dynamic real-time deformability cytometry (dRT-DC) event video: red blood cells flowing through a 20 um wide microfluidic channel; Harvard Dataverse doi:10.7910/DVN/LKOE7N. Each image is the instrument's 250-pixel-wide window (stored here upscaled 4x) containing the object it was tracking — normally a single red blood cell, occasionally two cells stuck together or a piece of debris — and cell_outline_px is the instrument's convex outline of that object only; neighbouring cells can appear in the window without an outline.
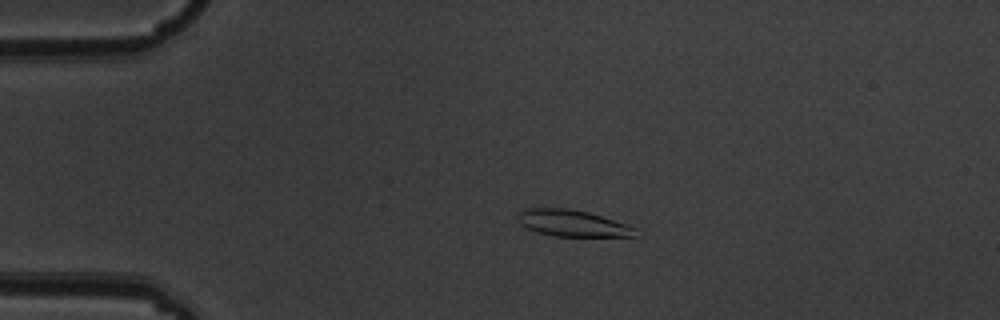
{"species": "common noctule bat (a hibernating species)", "species_latin": "Nyctalus noctula", "temperature_condition": "warm", "stored_images_in_passage": 6, "camera_frame_rate_fps": 3000, "um_per_image_px": 0.085, "animal": {"sex": "male", "body_mass_g": 19.5, "forearm_length_mm": 54.6}, "frame": {"image": 1, "passage_image": 4, "time_ms": 1.0, "image_size_px": [1000, 320], "cell_outline_px": [[640, 236], [552, 236], [536, 232], [520, 224], [516, 216], [524, 208], [568, 208], [588, 212], [636, 228]], "centroid_in_image_um": [48.62, 18.98], "position_along_channel_um": 36.4, "area_um2": 18.09}}